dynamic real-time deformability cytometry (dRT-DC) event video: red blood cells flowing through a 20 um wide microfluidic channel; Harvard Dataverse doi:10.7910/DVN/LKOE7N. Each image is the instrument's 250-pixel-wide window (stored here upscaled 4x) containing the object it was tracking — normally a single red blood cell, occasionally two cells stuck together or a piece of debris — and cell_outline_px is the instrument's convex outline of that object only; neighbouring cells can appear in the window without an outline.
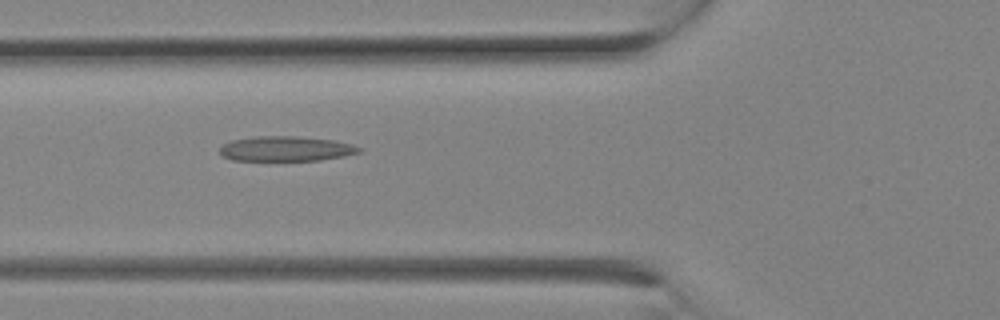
{"species": "Egyptian fruit bat (a non-hibernating species)", "species_latin": "Rousettus aegyptiacus", "temperature_condition": "room temperature", "stored_images_in_passage": 17, "camera_frame_rate_fps": 3000, "um_per_image_px": 0.085, "animal": {"sex": "female"}, "frame": {"image": 1, "passage_image": 2, "time_ms": 0.333, "image_size_px": [1000, 320], "cell_outline_px": [[364, 148], [360, 152], [344, 156], [320, 160], [232, 160], [224, 156], [220, 152], [220, 148], [224, 144], [232, 140], [256, 136], [296, 136], [336, 140], [352, 144]], "centroid_in_image_um": [24.36, 12.63], "position_along_channel_um": 101.4, "area_um2": 20.23}}
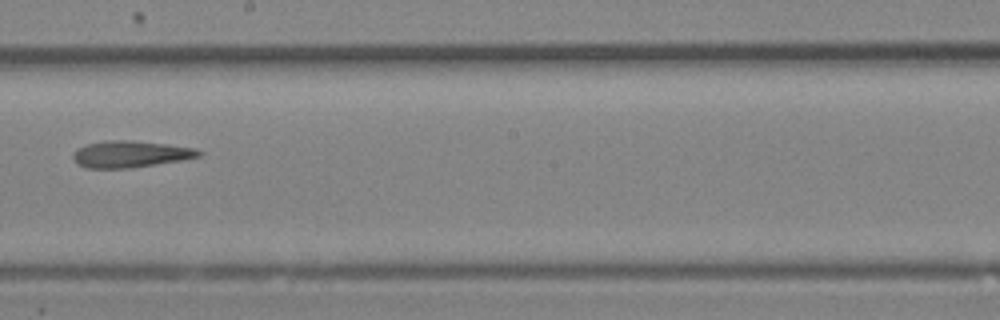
{"frame": {"image": 2, "passage_image": 7, "time_ms": 2.0, "image_size_px": [1000, 320], "cell_outline_px": [[204, 152], [200, 156], [184, 160], [128, 168], [88, 168], [76, 164], [72, 160], [72, 156], [76, 148], [88, 144], [108, 140], [132, 140], [196, 148]], "centroid_in_image_um": [11.07, 13.1], "position_along_channel_um": 237.1, "area_um2": 19.59}}
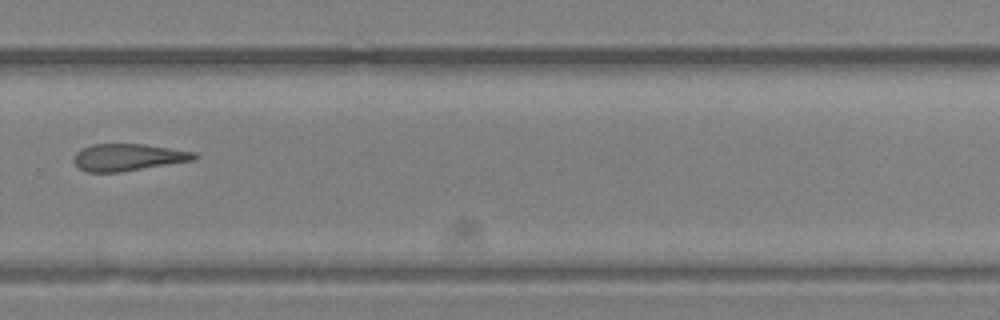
{"frame": {"image": 3, "passage_image": 10, "time_ms": 3.0, "image_size_px": [1000, 320], "cell_outline_px": [[200, 156], [196, 160], [120, 172], [84, 172], [72, 160], [72, 156], [80, 148], [92, 144], [144, 144], [196, 152]], "centroid_in_image_um": [10.88, 13.37], "position_along_channel_um": 318.9, "area_um2": 19.25}}